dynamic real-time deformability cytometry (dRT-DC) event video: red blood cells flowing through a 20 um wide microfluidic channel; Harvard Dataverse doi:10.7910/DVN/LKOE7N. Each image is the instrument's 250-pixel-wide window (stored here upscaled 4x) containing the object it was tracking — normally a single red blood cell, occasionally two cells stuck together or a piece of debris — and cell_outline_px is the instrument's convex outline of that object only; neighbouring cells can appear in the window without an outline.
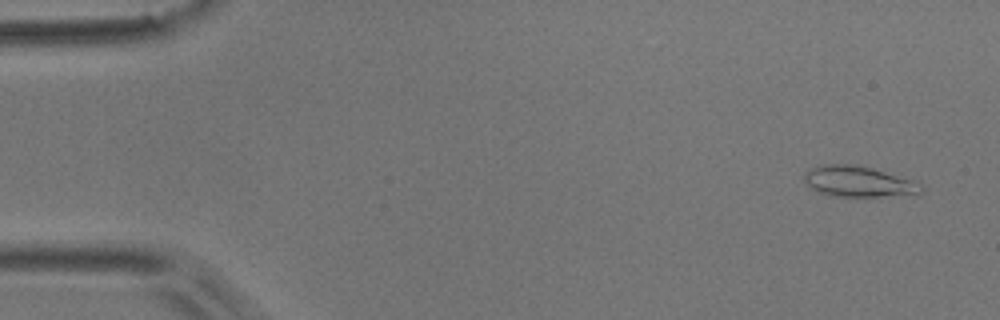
{"species": "common noctule bat (a hibernating species)", "species_latin": "Nyctalus noctula", "temperature_condition": "room temperature", "stored_images_in_passage": 4, "camera_frame_rate_fps": 3000, "um_per_image_px": 0.085, "animal": {"sex": "male", "body_mass_g": 17.9}, "frame": {"image": 1, "passage_image": 1, "time_ms": 0.0, "image_size_px": [1000, 320], "cell_outline_px": [[924, 188], [920, 192], [880, 196], [832, 196], [820, 192], [812, 188], [804, 180], [804, 172], [820, 164], [856, 164], [872, 168], [916, 180], [924, 184]], "centroid_in_image_um": [72.97, 15.4], "position_along_channel_um": 12.0, "area_um2": 20.87}}